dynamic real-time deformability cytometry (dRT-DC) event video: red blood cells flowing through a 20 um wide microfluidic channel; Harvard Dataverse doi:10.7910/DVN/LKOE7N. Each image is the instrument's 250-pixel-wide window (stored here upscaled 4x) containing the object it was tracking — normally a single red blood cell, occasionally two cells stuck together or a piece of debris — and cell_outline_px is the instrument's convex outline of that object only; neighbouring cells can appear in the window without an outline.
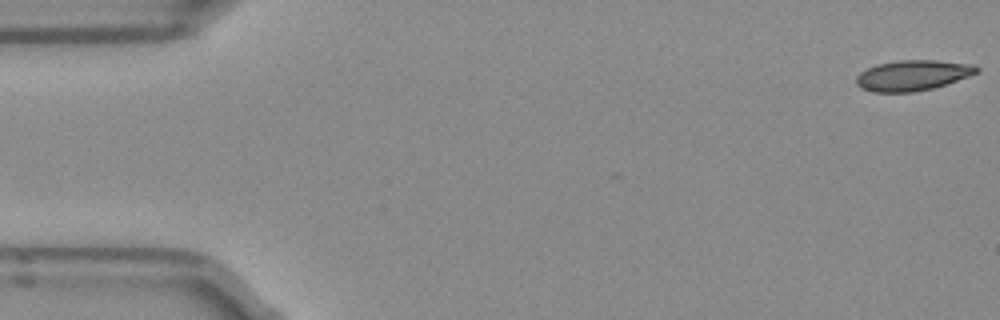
{"species": "Egyptian fruit bat (a non-hibernating species)", "species_latin": "Rousettus aegyptiacus", "temperature_condition": "room temperature", "stored_images_in_passage": 6, "camera_frame_rate_fps": 3000, "um_per_image_px": 0.085, "frame": {"image": 1, "passage_image": 1, "time_ms": 0.0, "image_size_px": [1000, 320], "cell_outline_px": [[980, 68], [976, 72], [968, 76], [932, 88], [912, 92], [872, 92], [860, 88], [856, 84], [856, 76], [860, 72], [876, 64], [900, 60], [936, 60], [972, 64]], "centroid_in_image_um": [77.52, 6.4], "position_along_channel_um": 7.5, "area_um2": 21.21}}